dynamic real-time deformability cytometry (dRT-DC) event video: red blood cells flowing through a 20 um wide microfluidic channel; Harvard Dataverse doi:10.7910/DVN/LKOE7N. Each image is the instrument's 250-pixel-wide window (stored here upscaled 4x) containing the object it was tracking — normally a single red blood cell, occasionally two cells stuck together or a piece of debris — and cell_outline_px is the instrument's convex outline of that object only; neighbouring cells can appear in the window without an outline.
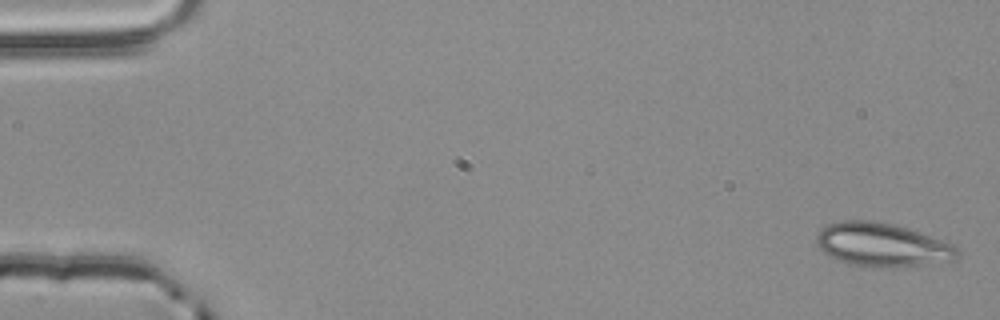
{"species": "common noctule bat (a hibernating species)", "species_latin": "Nyctalus noctula", "temperature_condition": "room temperature", "stored_images_in_passage": 5, "camera_frame_rate_fps": 3000, "um_per_image_px": 0.085, "animal": {"sex": "male", "body_mass_g": 20.4}, "frame": {"image": 1, "passage_image": 1, "time_ms": 0.0, "image_size_px": [1000, 320], "cell_outline_px": [[960, 256], [956, 260], [924, 264], [852, 264], [840, 260], [824, 252], [820, 248], [816, 240], [816, 236], [820, 228], [828, 224], [840, 220], [868, 220], [892, 224], [908, 228], [952, 244], [960, 252]], "centroid_in_image_um": [74.98, 20.74], "position_along_channel_um": 10.0, "area_um2": 34.45}}